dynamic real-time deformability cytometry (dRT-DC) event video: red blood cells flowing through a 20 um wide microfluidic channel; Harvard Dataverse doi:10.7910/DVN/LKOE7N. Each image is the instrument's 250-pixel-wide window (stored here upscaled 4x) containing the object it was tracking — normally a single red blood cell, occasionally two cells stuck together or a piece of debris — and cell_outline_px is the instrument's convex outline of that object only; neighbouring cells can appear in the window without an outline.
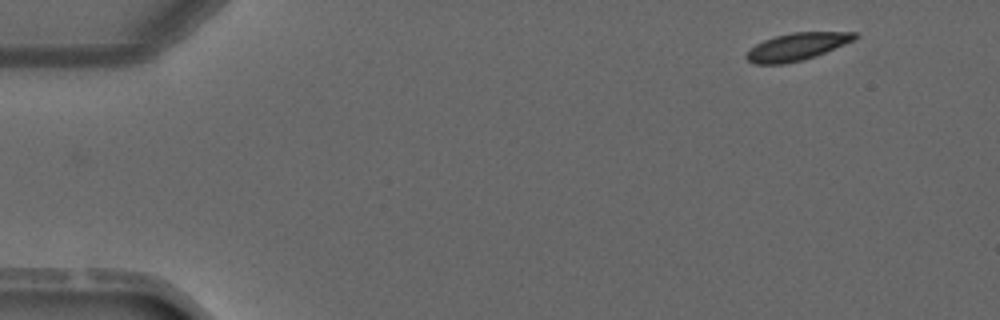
{"species": "common noctule bat (a hibernating species)", "species_latin": "Nyctalus noctula", "temperature_condition": "warm", "stored_images_in_passage": 4, "camera_frame_rate_fps": 3000, "um_per_image_px": 0.085, "animal": {"sex": "male", "forearm_length_mm": 52.5}, "frame": {"image": 1, "passage_image": 1, "time_ms": 0.0, "image_size_px": [1000, 320], "cell_outline_px": [[860, 36], [856, 40], [816, 56], [804, 60], [784, 64], [756, 64], [748, 60], [744, 56], [756, 44], [764, 40], [776, 36], [792, 32], [856, 32]], "centroid_in_image_um": [67.79, 3.97], "position_along_channel_um": 17.2, "area_um2": 17.4}}
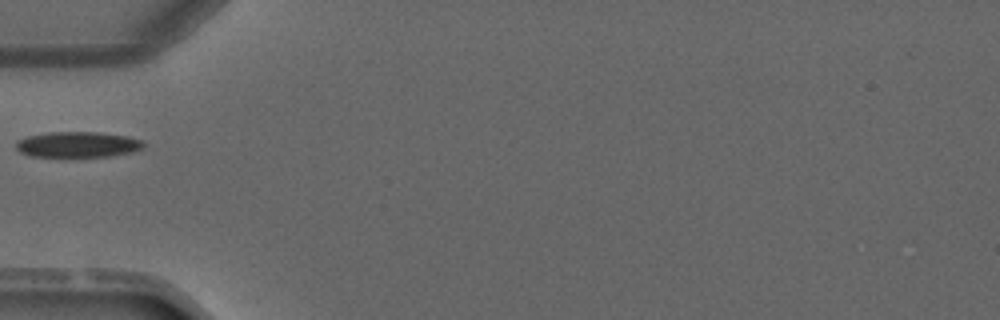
{"frame": {"image": 2, "passage_image": 4, "time_ms": 3.667, "image_size_px": [1000, 320], "cell_outline_px": [[144, 148], [132, 152], [112, 156], [28, 156], [20, 152], [16, 148], [16, 140], [28, 136], [44, 132], [100, 132], [128, 136], [144, 140]], "centroid_in_image_um": [6.62, 12.27], "position_along_channel_um": 78.4, "area_um2": 19.25}}